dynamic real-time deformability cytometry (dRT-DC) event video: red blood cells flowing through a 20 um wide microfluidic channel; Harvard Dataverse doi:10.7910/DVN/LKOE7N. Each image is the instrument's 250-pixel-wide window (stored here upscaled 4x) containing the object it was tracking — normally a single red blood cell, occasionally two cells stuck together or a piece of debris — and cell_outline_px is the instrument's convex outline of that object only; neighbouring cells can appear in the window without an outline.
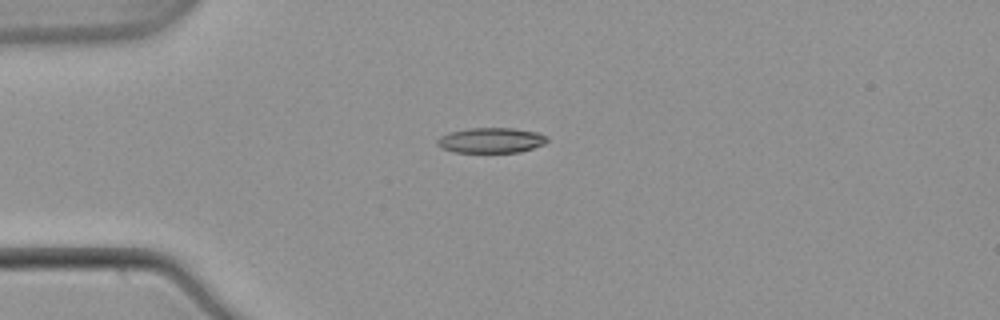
{"species": "common noctule bat (a hibernating species)", "species_latin": "Nyctalus noctula", "temperature_condition": "warm", "stored_images_in_passage": 40, "camera_frame_rate_fps": 3000, "um_per_image_px": 0.085, "animal": {"sex": "male", "body_mass_g": 21.5, "forearm_length_mm": 52.0}, "frame": {"image": 1, "passage_image": 1, "time_ms": 0.0, "image_size_px": [1000, 320], "cell_outline_px": [[548, 140], [544, 144], [520, 152], [452, 152], [440, 148], [436, 144], [436, 140], [440, 136], [452, 132], [468, 128], [512, 128], [536, 132], [548, 136]], "centroid_in_image_um": [41.72, 11.93], "position_along_channel_um": 43.3, "area_um2": 16.18}}
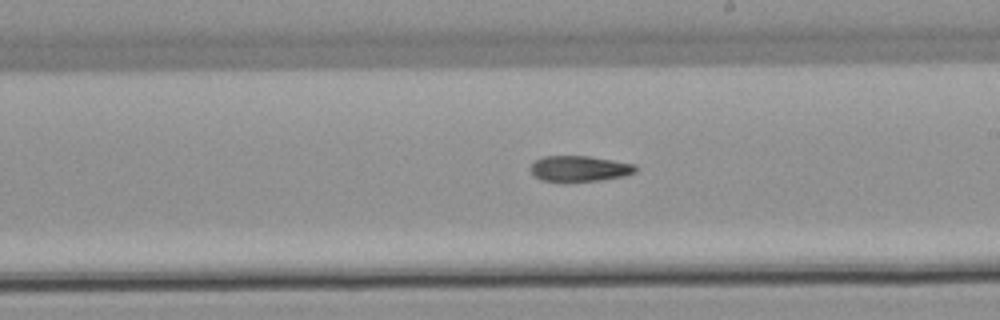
{"frame": {"image": 2, "passage_image": 18, "time_ms": 5.667, "image_size_px": [1000, 320], "cell_outline_px": [[636, 172], [624, 176], [600, 180], [568, 184], [540, 180], [528, 168], [536, 160], [544, 156], [588, 156], [636, 164]], "centroid_in_image_um": [49.23, 14.37], "position_along_channel_um": 239.8, "area_um2": 16.24}}
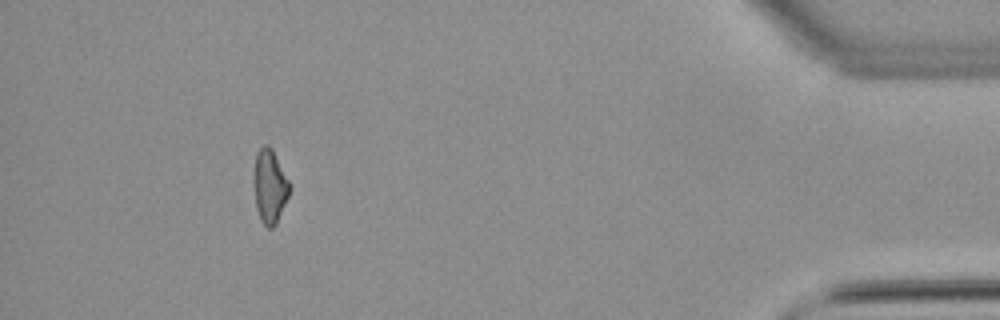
{"frame": {"image": 3, "passage_image": 36, "time_ms": 11.667, "image_size_px": [1000, 320], "cell_outline_px": [[292, 188], [276, 224], [272, 228], [268, 228], [260, 220], [256, 208], [252, 180], [256, 152], [264, 144], [268, 144], [272, 148]], "centroid_in_image_um": [22.9, 15.83], "position_along_channel_um": 412.3, "area_um2": 15.66}}